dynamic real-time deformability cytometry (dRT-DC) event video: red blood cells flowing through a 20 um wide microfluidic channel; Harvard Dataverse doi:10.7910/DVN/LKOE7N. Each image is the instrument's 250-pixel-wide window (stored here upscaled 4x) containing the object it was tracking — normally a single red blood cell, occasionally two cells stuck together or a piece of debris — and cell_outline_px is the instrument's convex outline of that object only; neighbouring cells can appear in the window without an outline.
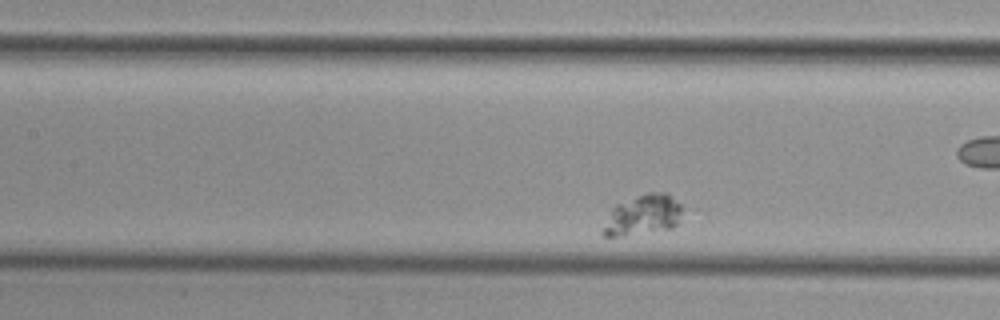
{"species": "common noctule bat (a hibernating species)", "species_latin": "Nyctalus noctula", "temperature_condition": "cold", "stored_images_in_passage": 51, "camera_frame_rate_fps": 3000, "um_per_image_px": 0.085, "animal": {"sex": "female", "body_mass_g": 29.2, "forearm_length_mm": 56.3}, "frame": {"image": 1, "passage_image": 22, "time_ms": 7.0, "image_size_px": [1000, 320], "cell_outline_px": [[680, 212], [676, 224], [672, 228], [620, 236], [604, 236], [600, 232], [612, 208], [616, 204], [644, 192], [668, 192], [680, 204]], "centroid_in_image_um": [54.61, 18.25], "position_along_channel_um": 152.8, "area_um2": 18.5}}